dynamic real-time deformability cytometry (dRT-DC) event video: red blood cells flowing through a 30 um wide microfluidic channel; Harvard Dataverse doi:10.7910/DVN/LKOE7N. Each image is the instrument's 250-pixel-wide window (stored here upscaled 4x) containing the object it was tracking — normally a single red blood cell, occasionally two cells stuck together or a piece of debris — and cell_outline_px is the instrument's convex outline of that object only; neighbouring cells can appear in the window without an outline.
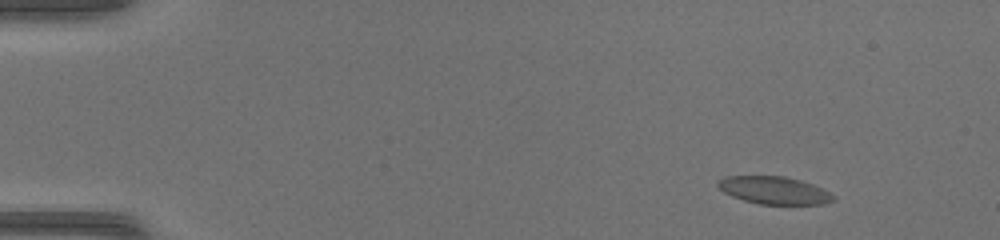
{"species": "common noctule bat (a hibernating species)", "species_latin": "Nyctalus noctula", "temperature_condition": "warm", "stored_images_in_passage": 49, "camera_frame_rate_fps": 3000, "um_per_image_px": 0.085, "animal": {"sex": "female", "body_mass_g": 17.0, "forearm_length_mm": 48.0}, "frame": {"image": 1, "passage_image": 5, "time_ms": 1.333, "image_size_px": [1000, 240], "cell_outline_px": [[836, 200], [824, 204], [760, 204], [744, 200], [732, 196], [724, 192], [716, 184], [720, 180], [728, 176], [784, 176], [800, 180], [812, 184], [836, 196]], "centroid_in_image_um": [65.83, 16.18], "position_along_channel_um": 19.2, "area_um2": 18.38}}
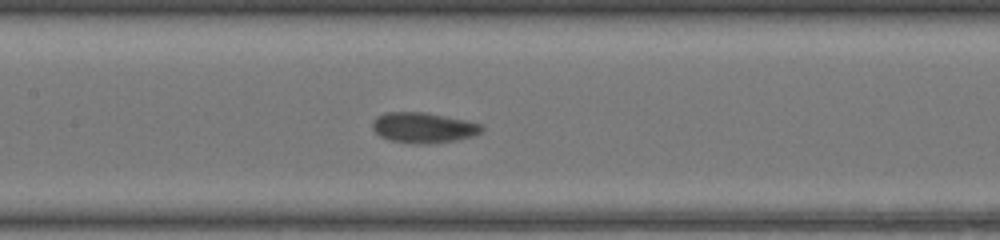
{"frame": {"image": 2, "passage_image": 24, "time_ms": 7.667, "image_size_px": [1000, 240], "cell_outline_px": [[484, 128], [480, 132], [472, 136], [456, 140], [424, 144], [420, 144], [392, 140], [380, 136], [372, 128], [372, 120], [376, 116], [384, 112], [428, 112], [464, 120], [480, 124]], "centroid_in_image_um": [35.95, 10.83], "position_along_channel_um": 171.4, "area_um2": 19.25}}
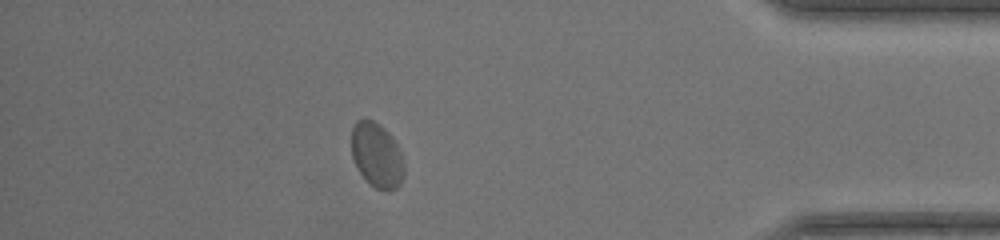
{"frame": {"image": 3, "passage_image": 43, "time_ms": 14.0, "image_size_px": [1000, 240], "cell_outline_px": [[404, 176], [400, 184], [396, 188], [388, 192], [376, 188], [360, 172], [352, 156], [352, 128], [356, 120], [364, 116], [380, 124], [388, 132], [396, 144], [400, 152], [404, 164]], "centroid_in_image_um": [32.03, 13.16], "position_along_channel_um": 403.2, "area_um2": 19.83}, "authors_computed_cell_mechanics": {"area_um2": 19.1896, "velocity_mm_per_s": 4.2627, "shape_relaxation_time_tau1_ms": 1.8286, "shape_relaxation_time_tau2_ms": 0.6515, "deformation_change_tau1": 0.0919, "deformation_change_tau2": 0.0438}}